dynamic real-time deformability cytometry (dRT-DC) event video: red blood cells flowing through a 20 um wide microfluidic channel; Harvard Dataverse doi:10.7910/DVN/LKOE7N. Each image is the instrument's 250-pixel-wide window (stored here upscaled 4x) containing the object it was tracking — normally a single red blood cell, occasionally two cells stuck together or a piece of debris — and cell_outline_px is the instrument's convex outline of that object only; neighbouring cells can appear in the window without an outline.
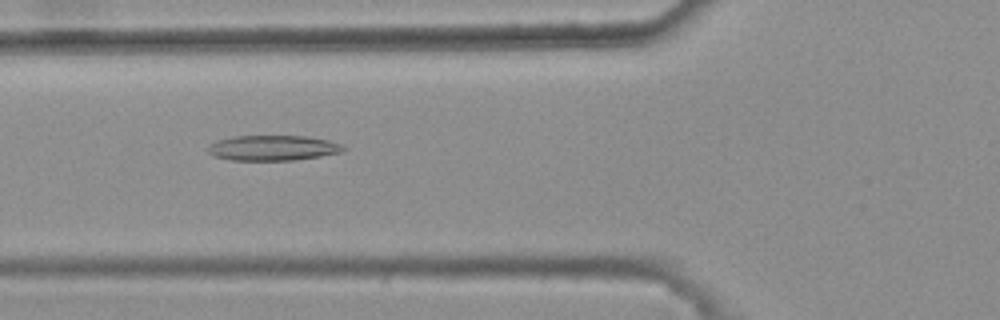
{"species": "common noctule bat (a hibernating species)", "species_latin": "Nyctalus noctula", "temperature_condition": "warm", "stored_images_in_passage": 48, "camera_frame_rate_fps": 3000, "um_per_image_px": 0.085, "animal": {"sex": "female", "body_mass_g": 25.1}, "frame": {"image": 1, "passage_image": 20, "time_ms": 6.333, "image_size_px": [1000, 320], "cell_outline_px": [[348, 148], [340, 152], [320, 156], [292, 160], [232, 160], [212, 156], [208, 152], [208, 144], [216, 140], [232, 136], [304, 136], [328, 140], [340, 144]], "centroid_in_image_um": [23.14, 12.57], "position_along_channel_um": 102.7, "area_um2": 19.94}}
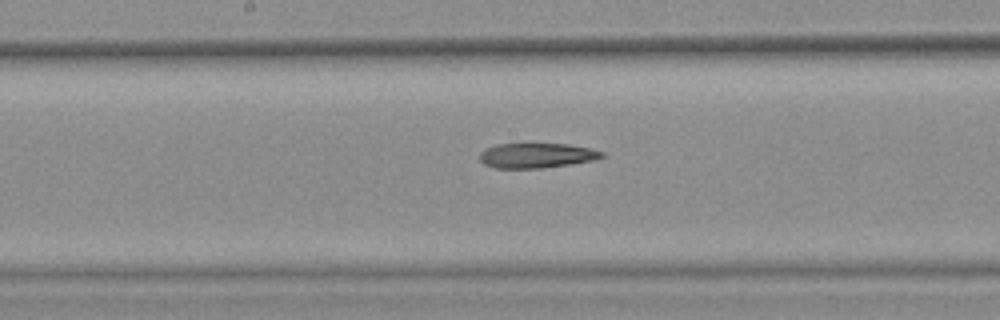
{"frame": {"image": 2, "passage_image": 28, "time_ms": 9.0, "image_size_px": [1000, 320], "cell_outline_px": [[604, 156], [596, 160], [544, 168], [496, 168], [484, 164], [480, 160], [480, 152], [496, 144], [568, 144], [592, 148], [604, 152]], "centroid_in_image_um": [45.65, 13.22], "position_along_channel_um": 202.5, "area_um2": 17.74}}
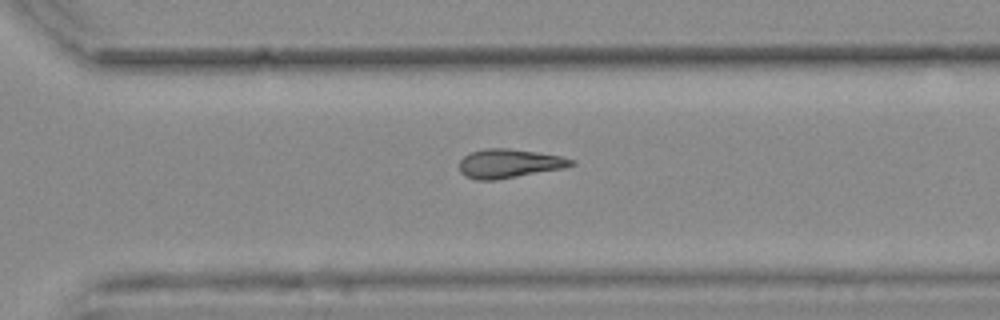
{"frame": {"image": 3, "passage_image": 38, "time_ms": 12.333, "image_size_px": [1000, 320], "cell_outline_px": [[576, 164], [564, 168], [496, 180], [476, 180], [464, 176], [460, 172], [460, 160], [464, 156], [472, 152], [484, 148], [508, 148], [536, 152], [560, 156], [576, 160]], "centroid_in_image_um": [43.28, 13.9], "position_along_channel_um": 327.3, "area_um2": 18.9}}